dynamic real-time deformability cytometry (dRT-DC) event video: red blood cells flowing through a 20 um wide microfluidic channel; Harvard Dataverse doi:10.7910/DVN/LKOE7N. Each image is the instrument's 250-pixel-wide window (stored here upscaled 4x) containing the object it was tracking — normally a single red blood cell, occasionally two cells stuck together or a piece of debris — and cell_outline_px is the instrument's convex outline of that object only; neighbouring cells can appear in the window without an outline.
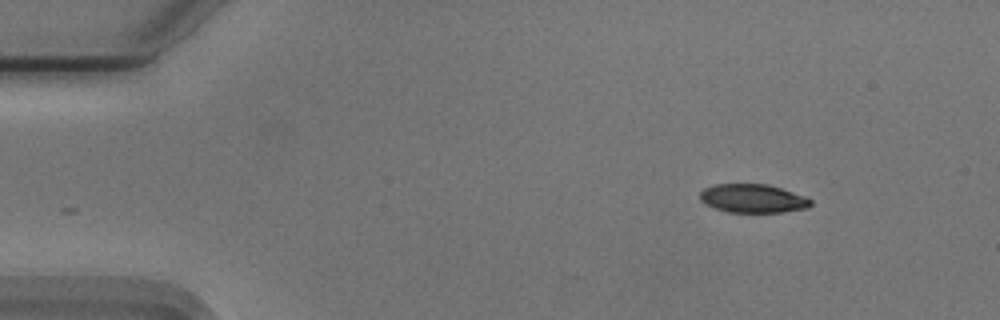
{"species": "Egyptian fruit bat (a non-hibernating species)", "species_latin": "Rousettus aegyptiacus", "temperature_condition": "cold", "stored_images_in_passage": 49, "camera_frame_rate_fps": 3000, "um_per_image_px": 0.085, "animal": {"sex": "male"}, "frame": {"image": 1, "passage_image": 1, "time_ms": 0.0, "image_size_px": [1000, 320], "cell_outline_px": [[812, 204], [808, 208], [780, 212], [728, 212], [716, 208], [700, 200], [700, 192], [704, 188], [712, 184], [768, 184], [804, 196], [812, 200]], "centroid_in_image_um": [63.99, 16.86], "position_along_channel_um": 21.0, "area_um2": 18.32}}
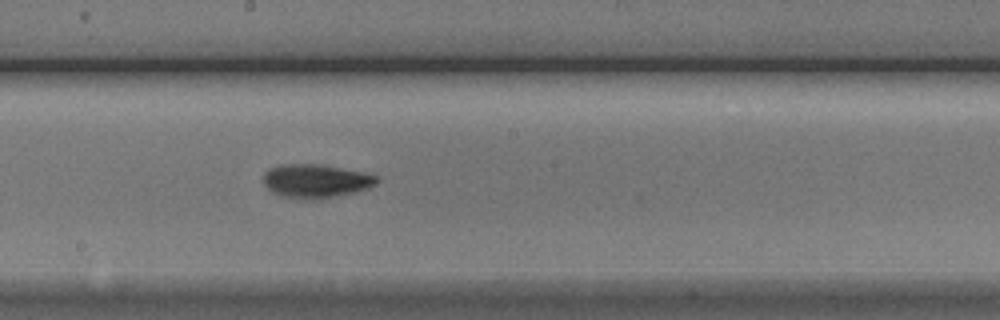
{"frame": {"image": 2, "passage_image": 24, "time_ms": 7.667, "image_size_px": [1000, 320], "cell_outline_px": [[380, 180], [376, 184], [368, 188], [356, 192], [312, 200], [304, 200], [280, 196], [268, 188], [264, 184], [264, 172], [268, 168], [284, 164], [316, 164], [360, 172], [376, 176]], "centroid_in_image_um": [26.81, 15.4], "position_along_channel_um": 221.4, "area_um2": 22.02}}
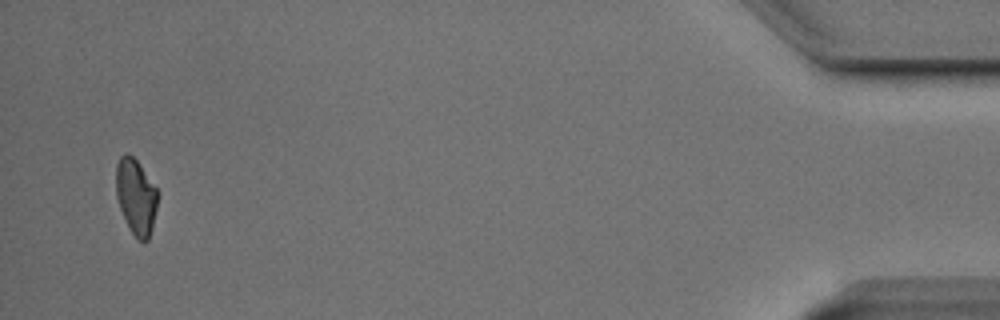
{"frame": {"image": 3, "passage_image": 47, "time_ms": 15.333, "image_size_px": [1000, 320], "cell_outline_px": [[156, 208], [152, 228], [148, 240], [144, 244], [128, 228], [120, 208], [116, 196], [116, 164], [120, 156], [128, 152], [136, 160], [156, 188]], "centroid_in_image_um": [11.53, 16.72], "position_along_channel_um": 423.7, "area_um2": 18.09}, "authors_computed_cell_mechanics": {"area_um2": 20.1722, "velocity_mm_per_s": 3.7405, "shape_relaxation_time_tau1_ms": 3.3375, "shape_relaxation_time_tau2_ms": 5.4203, "deformation_change_tau1": 0.1112, "deformation_change_tau2": 0.0996}}